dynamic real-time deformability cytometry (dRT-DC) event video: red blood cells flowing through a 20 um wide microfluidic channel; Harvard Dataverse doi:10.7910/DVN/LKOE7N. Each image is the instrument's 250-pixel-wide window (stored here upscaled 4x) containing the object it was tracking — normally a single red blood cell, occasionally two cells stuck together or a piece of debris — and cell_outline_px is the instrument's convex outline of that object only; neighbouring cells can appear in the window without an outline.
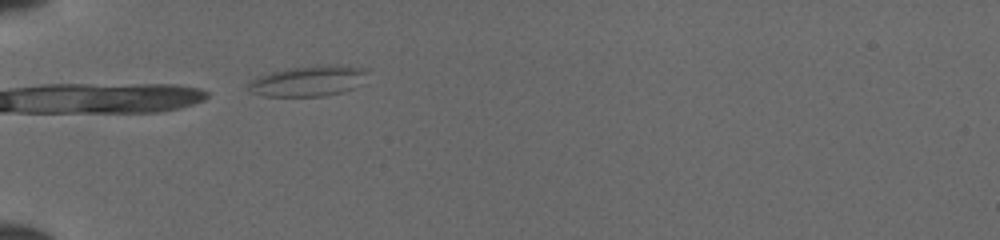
{"species": "common noctule bat (a hibernating species)", "species_latin": "Nyctalus noctula", "temperature_condition": "cold", "stored_images_in_passage": 34, "camera_frame_rate_fps": 3000, "um_per_image_px": 0.085, "animal": {"sex": "female", "body_mass_g": 19.5, "forearm_length_mm": 54.1}, "frame": {"image": 1, "passage_image": 1, "time_ms": 0.0, "image_size_px": [1000, 240], "cell_outline_px": [[368, 72], [352, 88], [340, 92], [324, 96], [264, 96], [252, 92], [248, 88], [248, 84], [252, 80], [260, 76], [272, 72], [292, 68], [336, 64], [364, 68]], "centroid_in_image_um": [26.17, 6.89], "position_along_channel_um": 58.8, "area_um2": 20.52}}
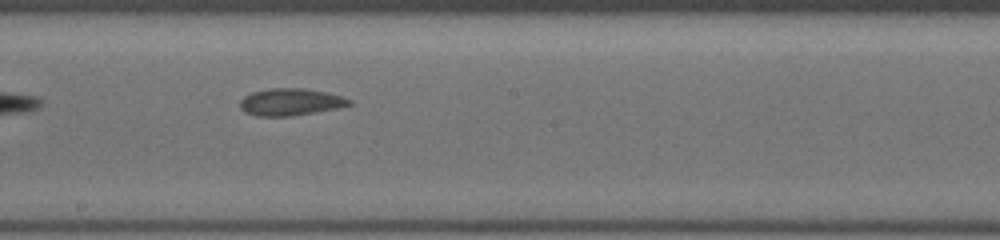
{"frame": {"image": 2, "passage_image": 14, "time_ms": 4.333, "image_size_px": [1000, 240], "cell_outline_px": [[352, 104], [336, 108], [316, 112], [292, 116], [256, 116], [244, 112], [240, 108], [240, 100], [244, 96], [252, 92], [272, 88], [300, 88], [324, 92], [340, 96], [352, 100]], "centroid_in_image_um": [24.65, 8.68], "position_along_channel_um": 223.5, "area_um2": 17.11}}
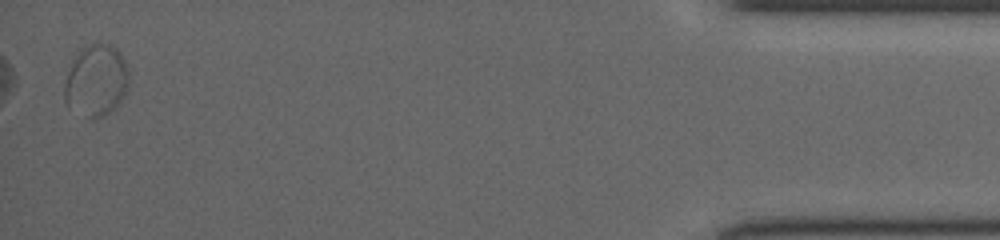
{"frame": {"image": 3, "passage_image": 34, "time_ms": 11.0, "image_size_px": [1000, 240], "cell_outline_px": [[128, 88], [120, 100], [108, 112], [92, 120], [68, 108], [64, 104], [64, 84], [68, 72], [76, 56], [84, 48], [92, 44], [108, 44], [116, 48], [120, 52], [124, 60], [128, 72]], "centroid_in_image_um": [8.15, 6.88], "position_along_channel_um": 427.0, "area_um2": 26.53}}